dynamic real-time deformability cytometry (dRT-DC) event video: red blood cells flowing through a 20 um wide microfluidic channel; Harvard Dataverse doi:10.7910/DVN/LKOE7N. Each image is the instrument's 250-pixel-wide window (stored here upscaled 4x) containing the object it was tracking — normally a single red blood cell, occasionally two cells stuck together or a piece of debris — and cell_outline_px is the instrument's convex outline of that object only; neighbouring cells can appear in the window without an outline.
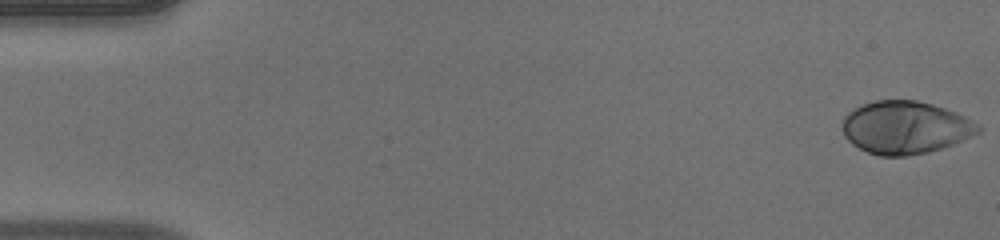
{"species": "human", "species_latin": "Homo sapiens", "temperature_condition": "warm", "stored_images_in_passage": 15, "camera_frame_rate_fps": 3000, "um_per_image_px": 0.085, "donor": {"sex": "male"}, "frame": {"image": 1, "passage_image": 1, "time_ms": 0.0, "image_size_px": [1000, 240], "cell_outline_px": [[980, 132], [952, 144], [928, 152], [908, 156], [880, 156], [868, 152], [852, 144], [844, 136], [840, 124], [844, 116], [848, 112], [872, 100], [916, 100], [932, 104], [956, 112], [980, 124]], "centroid_in_image_um": [76.92, 10.83], "position_along_channel_um": 8.1, "area_um2": 41.79}}